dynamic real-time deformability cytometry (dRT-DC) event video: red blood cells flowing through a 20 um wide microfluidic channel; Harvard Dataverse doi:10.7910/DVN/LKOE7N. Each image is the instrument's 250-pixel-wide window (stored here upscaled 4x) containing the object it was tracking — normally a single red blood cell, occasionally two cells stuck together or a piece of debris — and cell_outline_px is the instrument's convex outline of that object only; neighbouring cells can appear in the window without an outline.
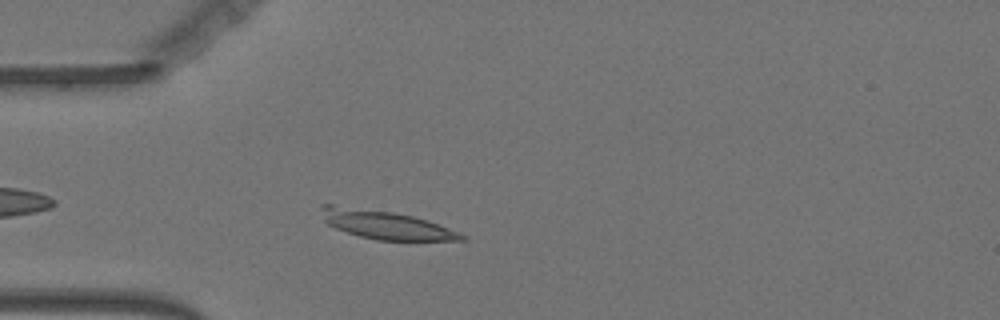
{"species": "Egyptian fruit bat (a non-hibernating species)", "species_latin": "Rousettus aegyptiacus", "temperature_condition": "warm", "stored_images_in_passage": 50, "camera_frame_rate_fps": 3000, "um_per_image_px": 0.085, "animal": {"sex": "female"}, "frame": {"image": 1, "passage_image": 10, "time_ms": 3.0, "image_size_px": [1000, 320], "cell_outline_px": [[468, 240], [376, 240], [360, 236], [336, 228], [328, 224], [324, 220], [320, 204], [332, 204], [392, 212], [412, 216], [428, 220], [460, 232]], "centroid_in_image_um": [32.78, 19.1], "position_along_channel_um": 52.2, "area_um2": 23.0}}
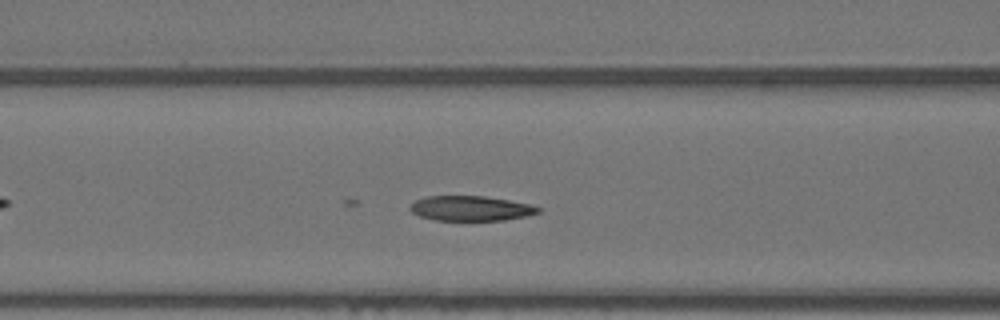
{"frame": {"image": 2, "passage_image": 17, "time_ms": 5.333, "image_size_px": [1000, 320], "cell_outline_px": [[540, 212], [528, 216], [504, 220], [436, 220], [420, 216], [412, 212], [408, 208], [416, 200], [424, 196], [484, 196], [508, 200], [528, 204], [540, 208]], "centroid_in_image_um": [40.0, 17.71], "position_along_channel_um": 126.6, "area_um2": 18.5}}
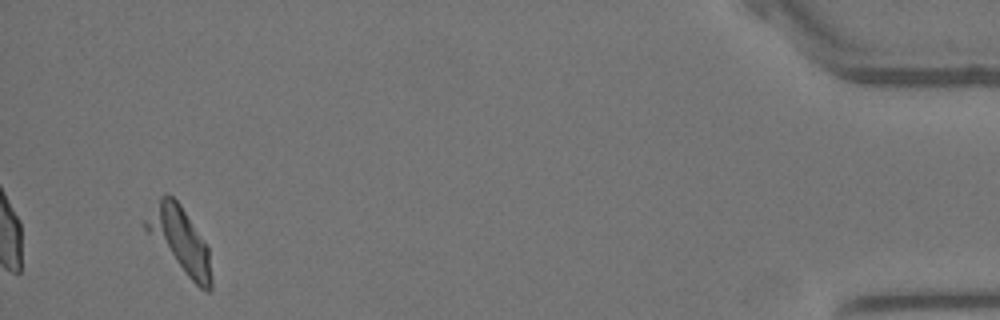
{"frame": {"image": 3, "passage_image": 48, "time_ms": 15.667, "image_size_px": [1000, 320], "cell_outline_px": [[212, 288], [208, 292], [200, 288], [188, 276], [144, 228], [144, 220], [160, 196], [168, 192], [180, 204], [208, 248], [212, 280]], "centroid_in_image_um": [15.3, 20.38], "position_along_channel_um": 419.9, "area_um2": 23.93}}